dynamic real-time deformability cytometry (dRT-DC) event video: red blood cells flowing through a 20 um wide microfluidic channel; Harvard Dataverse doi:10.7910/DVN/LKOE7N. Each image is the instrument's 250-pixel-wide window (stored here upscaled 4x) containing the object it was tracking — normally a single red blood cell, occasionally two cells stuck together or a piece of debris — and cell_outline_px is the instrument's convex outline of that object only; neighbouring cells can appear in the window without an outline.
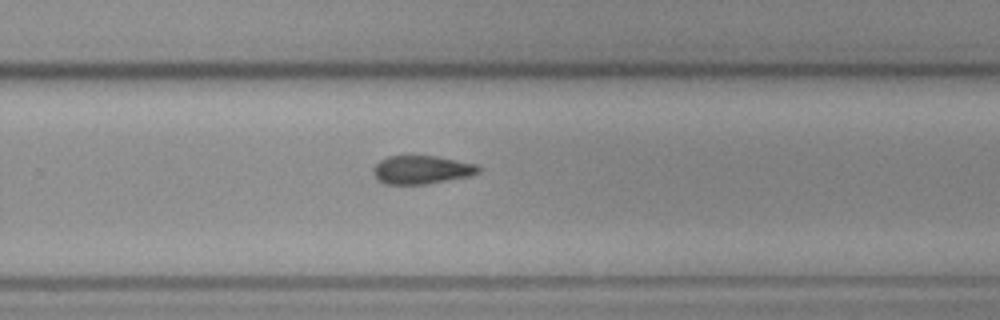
{"species": "common noctule bat (a hibernating species)", "species_latin": "Nyctalus noctula", "temperature_condition": "cold", "stored_images_in_passage": 10, "segment_of_instrument_passage": [1, 2], "camera_frame_rate_fps": 3000, "um_per_image_px": 0.085, "animal": {"sex": "female", "body_mass_g": 19.3, "forearm_length_mm": 54.1}, "frame": {"image": 1, "passage_image": 9, "time_ms": 10.667, "image_size_px": [1000, 320], "cell_outline_px": [[480, 172], [468, 176], [428, 184], [384, 184], [376, 180], [372, 172], [372, 168], [380, 160], [388, 156], [436, 156], [480, 164]], "centroid_in_image_um": [35.83, 14.43], "position_along_channel_um": 294.0, "area_um2": 17.63}}